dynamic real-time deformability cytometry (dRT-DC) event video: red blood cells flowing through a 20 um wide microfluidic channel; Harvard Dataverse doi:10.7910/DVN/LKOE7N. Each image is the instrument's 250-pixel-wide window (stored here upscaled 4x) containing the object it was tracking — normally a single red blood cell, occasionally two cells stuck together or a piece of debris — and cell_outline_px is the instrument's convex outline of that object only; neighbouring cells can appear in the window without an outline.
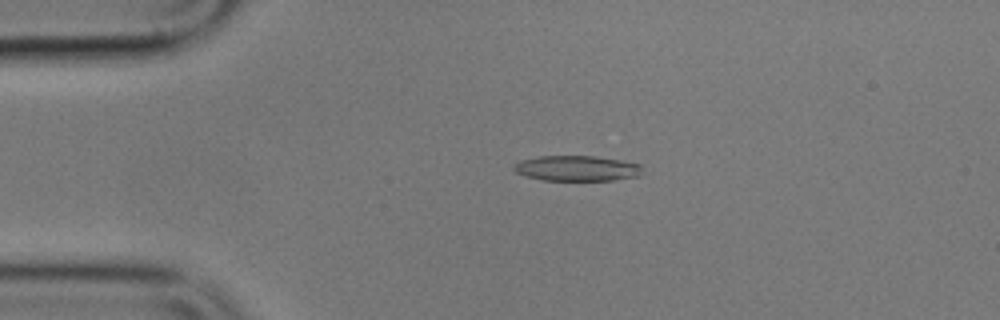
{"species": "common noctule bat (a hibernating species)", "species_latin": "Nyctalus noctula", "temperature_condition": "cold", "stored_images_in_passage": 17, "camera_frame_rate_fps": 3000, "um_per_image_px": 0.085, "animal": {"sex": "male", "body_mass_g": 17.9}, "frame": {"image": 1, "passage_image": 12, "time_ms": 3.667, "image_size_px": [1000, 320], "cell_outline_px": [[640, 172], [636, 176], [612, 180], [544, 180], [524, 176], [516, 172], [512, 168], [512, 164], [520, 160], [540, 156], [596, 156], [620, 160], [640, 164]], "centroid_in_image_um": [48.95, 14.3], "position_along_channel_um": 36.1, "area_um2": 18.9}}